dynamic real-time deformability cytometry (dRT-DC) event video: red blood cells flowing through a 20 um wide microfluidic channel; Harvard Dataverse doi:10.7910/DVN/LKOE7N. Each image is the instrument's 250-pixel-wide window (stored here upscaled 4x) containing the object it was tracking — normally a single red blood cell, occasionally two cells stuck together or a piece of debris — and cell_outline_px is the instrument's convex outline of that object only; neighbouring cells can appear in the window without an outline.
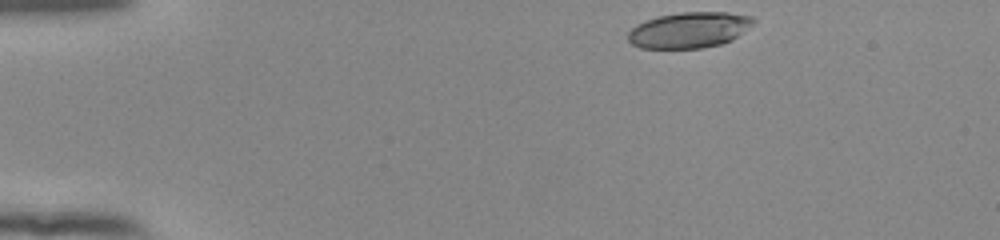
{"species": "human", "species_latin": "Homo sapiens", "temperature_condition": "room temperature", "stored_images_in_passage": 45, "camera_frame_rate_fps": 3000, "um_per_image_px": 0.085, "donor": {"sex": "female"}, "frame": {"image": 1, "passage_image": 1, "time_ms": 0.0, "image_size_px": [1000, 240], "cell_outline_px": [[756, 20], [752, 24], [732, 40], [724, 44], [700, 48], [640, 48], [632, 44], [628, 40], [628, 32], [636, 24], [660, 16], [680, 12], [728, 12], [752, 16]], "centroid_in_image_um": [58.59, 2.55], "position_along_channel_um": 26.4, "area_um2": 26.13}}
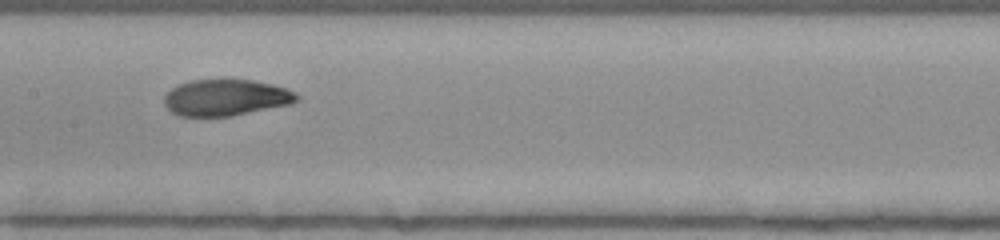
{"frame": {"image": 2, "passage_image": 20, "time_ms": 6.333, "image_size_px": [1000, 240], "cell_outline_px": [[300, 100], [292, 104], [228, 116], [176, 116], [164, 104], [164, 96], [172, 88], [180, 84], [192, 80], [252, 80], [272, 84], [296, 92], [300, 96]], "centroid_in_image_um": [19.22, 8.3], "position_along_channel_um": 188.2, "area_um2": 27.98}}
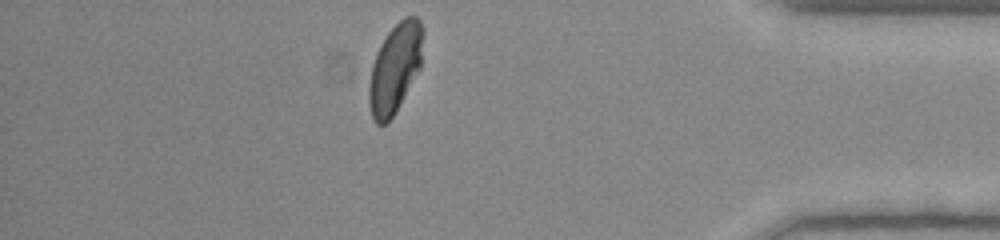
{"frame": {"image": 3, "passage_image": 39, "time_ms": 12.667, "image_size_px": [1000, 240], "cell_outline_px": [[424, 32], [420, 68], [396, 112], [384, 124], [376, 124], [372, 116], [368, 100], [368, 84], [372, 64], [376, 52], [380, 44], [388, 32], [404, 16], [416, 16], [420, 20]], "centroid_in_image_um": [33.57, 5.77], "position_along_channel_um": 401.6, "area_um2": 28.21}, "authors_computed_cell_mechanics": {"area_um2": 28.322, "velocity_mm_per_s": 3.889, "shape_relaxation_time_tau1_ms": 3.7738, "shape_relaxation_time_tau2_ms": 0.635, "deformation_change_tau1": 0.177, "deformation_change_tau2": 0.0431}}